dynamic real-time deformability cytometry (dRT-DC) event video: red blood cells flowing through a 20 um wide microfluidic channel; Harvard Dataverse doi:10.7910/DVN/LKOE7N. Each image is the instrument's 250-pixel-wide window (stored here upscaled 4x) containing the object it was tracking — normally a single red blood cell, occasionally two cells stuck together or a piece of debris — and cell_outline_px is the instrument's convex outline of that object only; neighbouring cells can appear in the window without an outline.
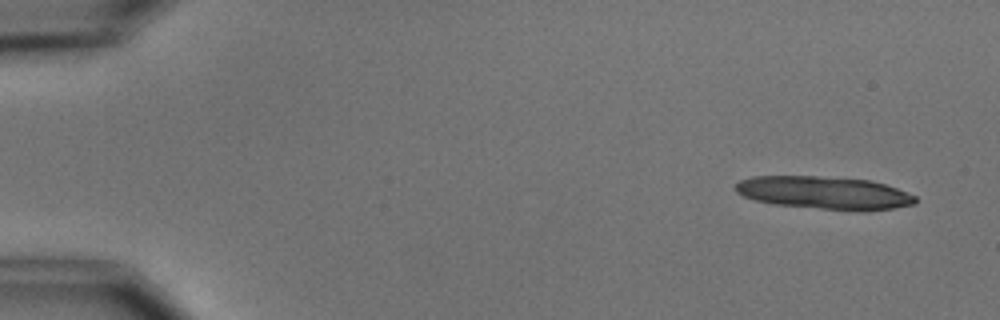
{"species": "common noctule bat (a hibernating species)", "species_latin": "Nyctalus noctula", "temperature_condition": "cold", "stored_images_in_passage": 5, "camera_frame_rate_fps": 3000, "um_per_image_px": 0.085, "animal": {"sex": "male", "body_mass_g": 15.6}, "frame": {"image": 1, "passage_image": 1, "time_ms": 0.0, "image_size_px": [1000, 320], "cell_outline_px": [[916, 204], [892, 208], [860, 212], [776, 204], [756, 200], [744, 196], [736, 192], [732, 188], [740, 180], [752, 176], [816, 176], [868, 180], [884, 184], [896, 188], [916, 196]], "centroid_in_image_um": [70.06, 16.39], "position_along_channel_um": 14.9, "area_um2": 34.33}}